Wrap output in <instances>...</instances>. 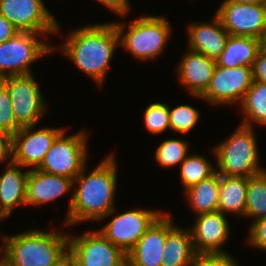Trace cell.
Returning <instances> with one entry per match:
<instances>
[{
    "label": "cell",
    "mask_w": 266,
    "mask_h": 266,
    "mask_svg": "<svg viewBox=\"0 0 266 266\" xmlns=\"http://www.w3.org/2000/svg\"><path fill=\"white\" fill-rule=\"evenodd\" d=\"M68 39L53 50L62 49L83 73L102 86L115 48L119 46V34L114 23L86 25L71 31Z\"/></svg>",
    "instance_id": "cell-2"
},
{
    "label": "cell",
    "mask_w": 266,
    "mask_h": 266,
    "mask_svg": "<svg viewBox=\"0 0 266 266\" xmlns=\"http://www.w3.org/2000/svg\"><path fill=\"white\" fill-rule=\"evenodd\" d=\"M200 118L199 110L191 105H178L175 108L169 107L170 130L187 134L198 123Z\"/></svg>",
    "instance_id": "cell-29"
},
{
    "label": "cell",
    "mask_w": 266,
    "mask_h": 266,
    "mask_svg": "<svg viewBox=\"0 0 266 266\" xmlns=\"http://www.w3.org/2000/svg\"><path fill=\"white\" fill-rule=\"evenodd\" d=\"M6 86L16 122L21 127L36 126L47 111L46 102L32 74L0 79Z\"/></svg>",
    "instance_id": "cell-8"
},
{
    "label": "cell",
    "mask_w": 266,
    "mask_h": 266,
    "mask_svg": "<svg viewBox=\"0 0 266 266\" xmlns=\"http://www.w3.org/2000/svg\"><path fill=\"white\" fill-rule=\"evenodd\" d=\"M248 178L220 175L218 211L245 214Z\"/></svg>",
    "instance_id": "cell-23"
},
{
    "label": "cell",
    "mask_w": 266,
    "mask_h": 266,
    "mask_svg": "<svg viewBox=\"0 0 266 266\" xmlns=\"http://www.w3.org/2000/svg\"><path fill=\"white\" fill-rule=\"evenodd\" d=\"M229 1L241 4H256V3L266 2V0H229Z\"/></svg>",
    "instance_id": "cell-39"
},
{
    "label": "cell",
    "mask_w": 266,
    "mask_h": 266,
    "mask_svg": "<svg viewBox=\"0 0 266 266\" xmlns=\"http://www.w3.org/2000/svg\"><path fill=\"white\" fill-rule=\"evenodd\" d=\"M251 68L253 81L266 83V48L263 46L259 49Z\"/></svg>",
    "instance_id": "cell-34"
},
{
    "label": "cell",
    "mask_w": 266,
    "mask_h": 266,
    "mask_svg": "<svg viewBox=\"0 0 266 266\" xmlns=\"http://www.w3.org/2000/svg\"><path fill=\"white\" fill-rule=\"evenodd\" d=\"M0 266H12V265L1 255Z\"/></svg>",
    "instance_id": "cell-40"
},
{
    "label": "cell",
    "mask_w": 266,
    "mask_h": 266,
    "mask_svg": "<svg viewBox=\"0 0 266 266\" xmlns=\"http://www.w3.org/2000/svg\"><path fill=\"white\" fill-rule=\"evenodd\" d=\"M65 132L55 139L38 169L74 180L86 165L88 136L84 131L69 136Z\"/></svg>",
    "instance_id": "cell-7"
},
{
    "label": "cell",
    "mask_w": 266,
    "mask_h": 266,
    "mask_svg": "<svg viewBox=\"0 0 266 266\" xmlns=\"http://www.w3.org/2000/svg\"><path fill=\"white\" fill-rule=\"evenodd\" d=\"M252 127L239 125L223 142L213 147L216 171L224 176L251 177L263 171Z\"/></svg>",
    "instance_id": "cell-4"
},
{
    "label": "cell",
    "mask_w": 266,
    "mask_h": 266,
    "mask_svg": "<svg viewBox=\"0 0 266 266\" xmlns=\"http://www.w3.org/2000/svg\"><path fill=\"white\" fill-rule=\"evenodd\" d=\"M220 174L216 171L212 176L190 186L185 195L191 208L197 214L218 211Z\"/></svg>",
    "instance_id": "cell-24"
},
{
    "label": "cell",
    "mask_w": 266,
    "mask_h": 266,
    "mask_svg": "<svg viewBox=\"0 0 266 266\" xmlns=\"http://www.w3.org/2000/svg\"><path fill=\"white\" fill-rule=\"evenodd\" d=\"M188 142L181 139H165L155 150V159L161 167L169 168L180 165L188 153Z\"/></svg>",
    "instance_id": "cell-28"
},
{
    "label": "cell",
    "mask_w": 266,
    "mask_h": 266,
    "mask_svg": "<svg viewBox=\"0 0 266 266\" xmlns=\"http://www.w3.org/2000/svg\"><path fill=\"white\" fill-rule=\"evenodd\" d=\"M230 254L197 253L189 266H238Z\"/></svg>",
    "instance_id": "cell-32"
},
{
    "label": "cell",
    "mask_w": 266,
    "mask_h": 266,
    "mask_svg": "<svg viewBox=\"0 0 266 266\" xmlns=\"http://www.w3.org/2000/svg\"><path fill=\"white\" fill-rule=\"evenodd\" d=\"M52 266H78L73 253L68 249Z\"/></svg>",
    "instance_id": "cell-38"
},
{
    "label": "cell",
    "mask_w": 266,
    "mask_h": 266,
    "mask_svg": "<svg viewBox=\"0 0 266 266\" xmlns=\"http://www.w3.org/2000/svg\"><path fill=\"white\" fill-rule=\"evenodd\" d=\"M177 67L180 84L193 96H202L211 81L216 60L188 49Z\"/></svg>",
    "instance_id": "cell-17"
},
{
    "label": "cell",
    "mask_w": 266,
    "mask_h": 266,
    "mask_svg": "<svg viewBox=\"0 0 266 266\" xmlns=\"http://www.w3.org/2000/svg\"><path fill=\"white\" fill-rule=\"evenodd\" d=\"M262 46H263L264 48H266V32H265V35H264V37H263V39H262Z\"/></svg>",
    "instance_id": "cell-41"
},
{
    "label": "cell",
    "mask_w": 266,
    "mask_h": 266,
    "mask_svg": "<svg viewBox=\"0 0 266 266\" xmlns=\"http://www.w3.org/2000/svg\"><path fill=\"white\" fill-rule=\"evenodd\" d=\"M2 256L12 266H52L69 249V234L30 229L4 237Z\"/></svg>",
    "instance_id": "cell-3"
},
{
    "label": "cell",
    "mask_w": 266,
    "mask_h": 266,
    "mask_svg": "<svg viewBox=\"0 0 266 266\" xmlns=\"http://www.w3.org/2000/svg\"><path fill=\"white\" fill-rule=\"evenodd\" d=\"M0 14L19 32L58 33L60 26L42 0H0Z\"/></svg>",
    "instance_id": "cell-11"
},
{
    "label": "cell",
    "mask_w": 266,
    "mask_h": 266,
    "mask_svg": "<svg viewBox=\"0 0 266 266\" xmlns=\"http://www.w3.org/2000/svg\"><path fill=\"white\" fill-rule=\"evenodd\" d=\"M222 212L198 214L190 229L196 253L227 254L221 248L229 240L230 227Z\"/></svg>",
    "instance_id": "cell-16"
},
{
    "label": "cell",
    "mask_w": 266,
    "mask_h": 266,
    "mask_svg": "<svg viewBox=\"0 0 266 266\" xmlns=\"http://www.w3.org/2000/svg\"><path fill=\"white\" fill-rule=\"evenodd\" d=\"M35 126L21 127L12 136V162L23 168L38 169L44 161L46 153L55 139L65 130L64 128Z\"/></svg>",
    "instance_id": "cell-14"
},
{
    "label": "cell",
    "mask_w": 266,
    "mask_h": 266,
    "mask_svg": "<svg viewBox=\"0 0 266 266\" xmlns=\"http://www.w3.org/2000/svg\"><path fill=\"white\" fill-rule=\"evenodd\" d=\"M12 136L0 132V162H7L10 164L12 162ZM10 160H9V159Z\"/></svg>",
    "instance_id": "cell-36"
},
{
    "label": "cell",
    "mask_w": 266,
    "mask_h": 266,
    "mask_svg": "<svg viewBox=\"0 0 266 266\" xmlns=\"http://www.w3.org/2000/svg\"><path fill=\"white\" fill-rule=\"evenodd\" d=\"M20 128L13 114L10 94L0 81V132L13 136Z\"/></svg>",
    "instance_id": "cell-31"
},
{
    "label": "cell",
    "mask_w": 266,
    "mask_h": 266,
    "mask_svg": "<svg viewBox=\"0 0 266 266\" xmlns=\"http://www.w3.org/2000/svg\"><path fill=\"white\" fill-rule=\"evenodd\" d=\"M240 105L245 114L241 125L252 128L254 123L266 126V83L253 81Z\"/></svg>",
    "instance_id": "cell-25"
},
{
    "label": "cell",
    "mask_w": 266,
    "mask_h": 266,
    "mask_svg": "<svg viewBox=\"0 0 266 266\" xmlns=\"http://www.w3.org/2000/svg\"><path fill=\"white\" fill-rule=\"evenodd\" d=\"M163 213L127 254V266H161L167 233L176 225Z\"/></svg>",
    "instance_id": "cell-15"
},
{
    "label": "cell",
    "mask_w": 266,
    "mask_h": 266,
    "mask_svg": "<svg viewBox=\"0 0 266 266\" xmlns=\"http://www.w3.org/2000/svg\"><path fill=\"white\" fill-rule=\"evenodd\" d=\"M74 180L30 169L27 178L26 205H42L61 197L74 187Z\"/></svg>",
    "instance_id": "cell-18"
},
{
    "label": "cell",
    "mask_w": 266,
    "mask_h": 266,
    "mask_svg": "<svg viewBox=\"0 0 266 266\" xmlns=\"http://www.w3.org/2000/svg\"><path fill=\"white\" fill-rule=\"evenodd\" d=\"M69 250L78 266H127V254L98 230L78 237L69 235Z\"/></svg>",
    "instance_id": "cell-10"
},
{
    "label": "cell",
    "mask_w": 266,
    "mask_h": 266,
    "mask_svg": "<svg viewBox=\"0 0 266 266\" xmlns=\"http://www.w3.org/2000/svg\"><path fill=\"white\" fill-rule=\"evenodd\" d=\"M114 25L119 34V46L140 60L159 56L171 36L170 23L163 16L145 15L136 18L128 26L121 22Z\"/></svg>",
    "instance_id": "cell-5"
},
{
    "label": "cell",
    "mask_w": 266,
    "mask_h": 266,
    "mask_svg": "<svg viewBox=\"0 0 266 266\" xmlns=\"http://www.w3.org/2000/svg\"><path fill=\"white\" fill-rule=\"evenodd\" d=\"M216 172V167L201 154H191L180 164V179L185 190L200 181L212 176Z\"/></svg>",
    "instance_id": "cell-27"
},
{
    "label": "cell",
    "mask_w": 266,
    "mask_h": 266,
    "mask_svg": "<svg viewBox=\"0 0 266 266\" xmlns=\"http://www.w3.org/2000/svg\"><path fill=\"white\" fill-rule=\"evenodd\" d=\"M144 123L146 129L155 135L169 130V106L160 102L148 105L144 112Z\"/></svg>",
    "instance_id": "cell-30"
},
{
    "label": "cell",
    "mask_w": 266,
    "mask_h": 266,
    "mask_svg": "<svg viewBox=\"0 0 266 266\" xmlns=\"http://www.w3.org/2000/svg\"><path fill=\"white\" fill-rule=\"evenodd\" d=\"M249 231L248 243L262 251L266 250V218L253 221Z\"/></svg>",
    "instance_id": "cell-33"
},
{
    "label": "cell",
    "mask_w": 266,
    "mask_h": 266,
    "mask_svg": "<svg viewBox=\"0 0 266 266\" xmlns=\"http://www.w3.org/2000/svg\"><path fill=\"white\" fill-rule=\"evenodd\" d=\"M212 21L203 24L197 22L188 26V49L216 60L226 46L229 33L216 14Z\"/></svg>",
    "instance_id": "cell-19"
},
{
    "label": "cell",
    "mask_w": 266,
    "mask_h": 266,
    "mask_svg": "<svg viewBox=\"0 0 266 266\" xmlns=\"http://www.w3.org/2000/svg\"><path fill=\"white\" fill-rule=\"evenodd\" d=\"M21 167L11 162L0 174V220L8 218L14 207L26 205L29 169L22 172Z\"/></svg>",
    "instance_id": "cell-20"
},
{
    "label": "cell",
    "mask_w": 266,
    "mask_h": 266,
    "mask_svg": "<svg viewBox=\"0 0 266 266\" xmlns=\"http://www.w3.org/2000/svg\"><path fill=\"white\" fill-rule=\"evenodd\" d=\"M253 82L252 68L237 66L226 68L216 64L210 84L199 99L212 105L237 104L242 101Z\"/></svg>",
    "instance_id": "cell-9"
},
{
    "label": "cell",
    "mask_w": 266,
    "mask_h": 266,
    "mask_svg": "<svg viewBox=\"0 0 266 266\" xmlns=\"http://www.w3.org/2000/svg\"><path fill=\"white\" fill-rule=\"evenodd\" d=\"M17 32L14 25L0 14V44L11 39Z\"/></svg>",
    "instance_id": "cell-37"
},
{
    "label": "cell",
    "mask_w": 266,
    "mask_h": 266,
    "mask_svg": "<svg viewBox=\"0 0 266 266\" xmlns=\"http://www.w3.org/2000/svg\"><path fill=\"white\" fill-rule=\"evenodd\" d=\"M229 35L262 40L266 32V2L241 4L223 0L216 11Z\"/></svg>",
    "instance_id": "cell-13"
},
{
    "label": "cell",
    "mask_w": 266,
    "mask_h": 266,
    "mask_svg": "<svg viewBox=\"0 0 266 266\" xmlns=\"http://www.w3.org/2000/svg\"><path fill=\"white\" fill-rule=\"evenodd\" d=\"M107 155L89 175L86 165L74 179L77 184L68 205L65 226L92 220H102L115 212L114 197L117 185V162Z\"/></svg>",
    "instance_id": "cell-1"
},
{
    "label": "cell",
    "mask_w": 266,
    "mask_h": 266,
    "mask_svg": "<svg viewBox=\"0 0 266 266\" xmlns=\"http://www.w3.org/2000/svg\"><path fill=\"white\" fill-rule=\"evenodd\" d=\"M262 40L249 36L229 35L226 46L216 59L218 66L232 68L237 66L252 67Z\"/></svg>",
    "instance_id": "cell-21"
},
{
    "label": "cell",
    "mask_w": 266,
    "mask_h": 266,
    "mask_svg": "<svg viewBox=\"0 0 266 266\" xmlns=\"http://www.w3.org/2000/svg\"><path fill=\"white\" fill-rule=\"evenodd\" d=\"M162 214L159 210L136 208L116 215L98 231L112 244L128 253Z\"/></svg>",
    "instance_id": "cell-12"
},
{
    "label": "cell",
    "mask_w": 266,
    "mask_h": 266,
    "mask_svg": "<svg viewBox=\"0 0 266 266\" xmlns=\"http://www.w3.org/2000/svg\"><path fill=\"white\" fill-rule=\"evenodd\" d=\"M53 33L17 32L0 44V79L8 76L32 74L31 64L49 52L53 45L39 40V35Z\"/></svg>",
    "instance_id": "cell-6"
},
{
    "label": "cell",
    "mask_w": 266,
    "mask_h": 266,
    "mask_svg": "<svg viewBox=\"0 0 266 266\" xmlns=\"http://www.w3.org/2000/svg\"><path fill=\"white\" fill-rule=\"evenodd\" d=\"M244 216L254 221L266 218V171L248 177Z\"/></svg>",
    "instance_id": "cell-26"
},
{
    "label": "cell",
    "mask_w": 266,
    "mask_h": 266,
    "mask_svg": "<svg viewBox=\"0 0 266 266\" xmlns=\"http://www.w3.org/2000/svg\"><path fill=\"white\" fill-rule=\"evenodd\" d=\"M196 254L191 231L175 225L166 235L161 266H189Z\"/></svg>",
    "instance_id": "cell-22"
},
{
    "label": "cell",
    "mask_w": 266,
    "mask_h": 266,
    "mask_svg": "<svg viewBox=\"0 0 266 266\" xmlns=\"http://www.w3.org/2000/svg\"><path fill=\"white\" fill-rule=\"evenodd\" d=\"M115 14L125 16L129 13L130 4L128 0H96Z\"/></svg>",
    "instance_id": "cell-35"
}]
</instances>
